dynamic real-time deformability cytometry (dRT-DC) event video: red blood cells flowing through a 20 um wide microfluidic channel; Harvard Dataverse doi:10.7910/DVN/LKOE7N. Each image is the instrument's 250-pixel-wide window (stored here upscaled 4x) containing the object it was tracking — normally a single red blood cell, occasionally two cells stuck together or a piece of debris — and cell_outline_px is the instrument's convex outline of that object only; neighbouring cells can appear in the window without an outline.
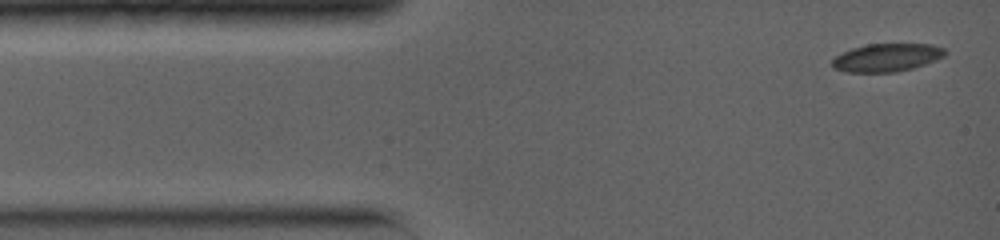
{"species": "common noctule bat (a hibernating species)", "species_latin": "Nyctalus noctula", "temperature_condition": "warm", "stored_images_in_passage": 30, "camera_frame_rate_fps": 5000, "um_per_image_px": 0.085, "animal": {"sex": "female", "body_mass_g": 19.0, "forearm_length_mm": 56.7}, "frame": {"image": 1, "passage_image": 1, "time_ms": 0.0, "image_size_px": [1000, 240], "cell_outline_px": [[948, 52], [944, 56], [936, 60], [912, 68], [896, 72], [848, 72], [832, 68], [832, 60], [836, 56], [852, 48], [868, 44], [932, 44], [944, 48]], "centroid_in_image_um": [75.39, 4.89], "position_along_channel_um": 9.6, "area_um2": 18.38}}
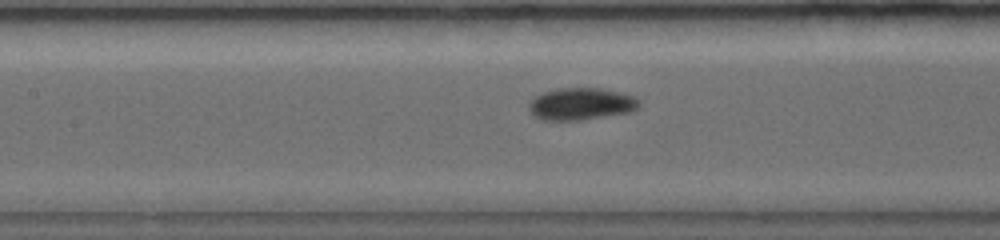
{"frame": {"image": 2, "passage_image": 12, "time_ms": 5.4, "image_size_px": [1000, 240], "cell_outline_px": [[640, 104], [632, 112], [584, 120], [544, 120], [532, 116], [528, 108], [528, 104], [536, 96], [544, 92], [556, 88], [604, 88], [636, 96], [640, 100]], "centroid_in_image_um": [49.41, 8.84], "position_along_channel_um": 158.0, "area_um2": 20.98}}
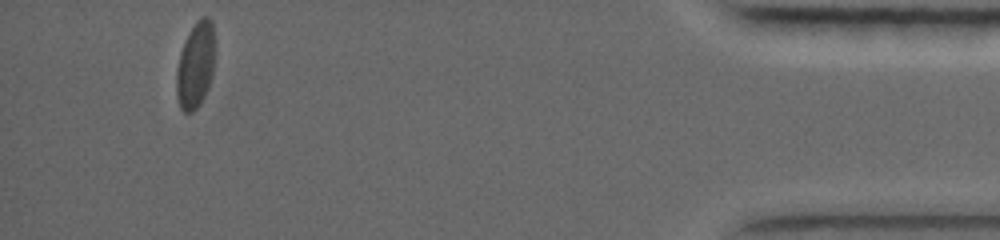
{"frame": {"image": 3, "passage_image": 30, "time_ms": 14.0, "image_size_px": [1000, 240], "cell_outline_px": [[216, 52], [212, 72], [204, 96], [200, 104], [192, 112], [184, 112], [180, 108], [176, 92], [176, 68], [180, 52], [196, 20], [200, 16], [208, 16], [212, 20], [216, 40]], "centroid_in_image_um": [16.64, 5.48], "position_along_channel_um": 418.6, "area_um2": 19.59}, "authors_computed_cell_mechanics": {"area_um2": 19.1607, "velocity_mm_per_s": 3.9793, "shape_relaxation_time_tau1_ms": 3.2239, "shape_relaxation_time_tau2_ms": 0.7953, "deformation_change_tau1": 0.0963, "deformation_change_tau2": 0.0336}}